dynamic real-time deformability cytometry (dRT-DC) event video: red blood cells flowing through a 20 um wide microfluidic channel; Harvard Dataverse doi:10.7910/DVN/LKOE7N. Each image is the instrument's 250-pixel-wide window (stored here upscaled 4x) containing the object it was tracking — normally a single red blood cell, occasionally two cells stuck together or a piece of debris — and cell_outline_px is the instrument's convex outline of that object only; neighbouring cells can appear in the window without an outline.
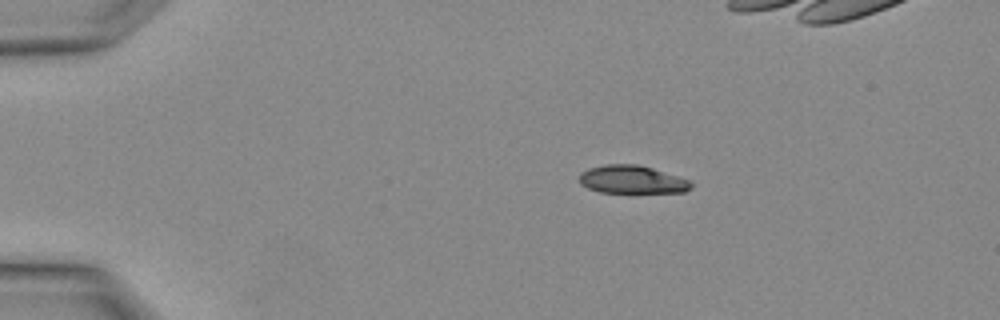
{"species": "Egyptian fruit bat (a non-hibernating species)", "species_latin": "Rousettus aegyptiacus", "temperature_condition": "warm", "stored_images_in_passage": 3, "camera_frame_rate_fps": 3000, "um_per_image_px": 0.085, "animal": {"sex": "female"}, "frame": {"image": 1, "passage_image": 1, "time_ms": 0.0, "image_size_px": [1000, 320], "cell_outline_px": [[692, 188], [684, 192], [600, 192], [588, 188], [580, 184], [580, 172], [588, 168], [604, 164], [636, 164], [652, 168], [692, 180]], "centroid_in_image_um": [53.73, 15.25], "position_along_channel_um": 31.3, "area_um2": 18.32}}